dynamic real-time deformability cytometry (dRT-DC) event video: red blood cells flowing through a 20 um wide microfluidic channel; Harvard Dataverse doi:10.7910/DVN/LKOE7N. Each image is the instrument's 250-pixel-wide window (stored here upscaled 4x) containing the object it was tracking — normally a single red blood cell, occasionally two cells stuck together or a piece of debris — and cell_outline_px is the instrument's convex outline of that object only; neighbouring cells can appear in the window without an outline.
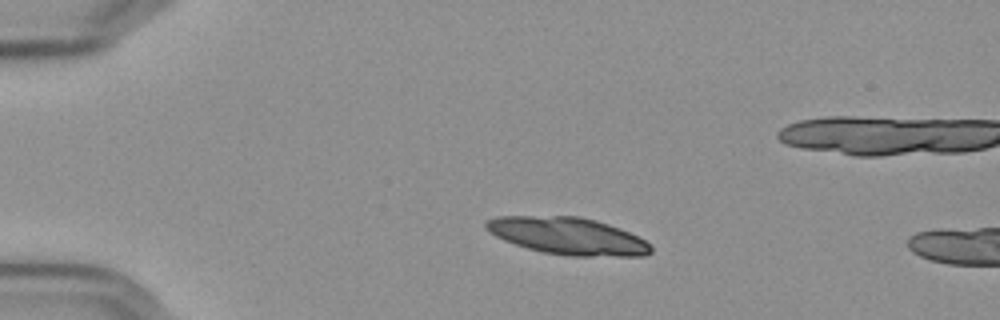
{"species": "Egyptian fruit bat (a non-hibernating species)", "species_latin": "Rousettus aegyptiacus", "temperature_condition": "cold", "stored_images_in_passage": 15, "camera_frame_rate_fps": 3000, "um_per_image_px": 0.085, "frame": {"image": 1, "passage_image": 9, "time_ms": 2.667, "image_size_px": [1000, 320], "cell_outline_px": [[652, 252], [644, 256], [572, 256], [544, 252], [528, 248], [504, 240], [496, 236], [484, 228], [484, 224], [488, 220], [496, 216], [580, 216], [596, 220], [620, 228], [652, 244]], "centroid_in_image_um": [48.28, 20.05], "position_along_channel_um": 36.7, "area_um2": 35.6}}